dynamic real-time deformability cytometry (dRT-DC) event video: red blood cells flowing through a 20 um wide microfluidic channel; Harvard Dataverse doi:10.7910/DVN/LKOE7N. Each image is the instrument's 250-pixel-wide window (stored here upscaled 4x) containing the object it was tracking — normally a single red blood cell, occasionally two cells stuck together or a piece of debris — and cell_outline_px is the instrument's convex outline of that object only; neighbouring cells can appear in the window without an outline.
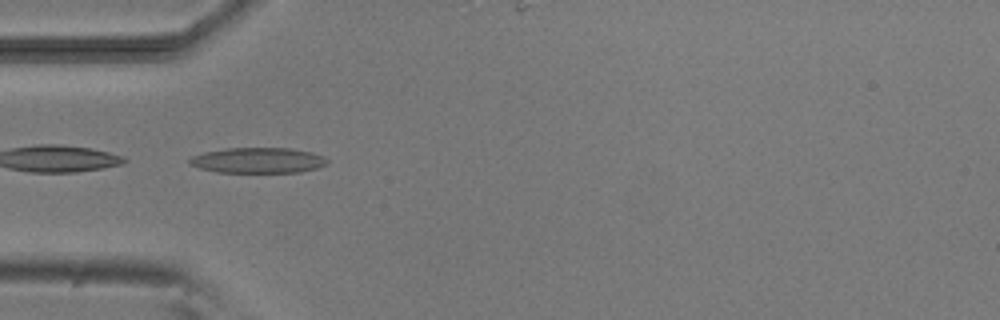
{"species": "common noctule bat (a hibernating species)", "species_latin": "Nyctalus noctula", "temperature_condition": "room temperature", "stored_images_in_passage": 10, "camera_frame_rate_fps": 3000, "um_per_image_px": 0.085, "animal": {"sex": "male", "body_mass_g": 20.5, "forearm_length_mm": 52.5}, "frame": {"image": 1, "passage_image": 4, "time_ms": 4.333, "image_size_px": [1000, 320], "cell_outline_px": [[328, 164], [316, 168], [300, 172], [216, 172], [200, 168], [188, 164], [188, 160], [192, 156], [204, 152], [224, 148], [288, 148], [312, 152], [324, 156], [328, 160]], "centroid_in_image_um": [21.92, 13.62], "position_along_channel_um": 63.1, "area_um2": 20.52}}
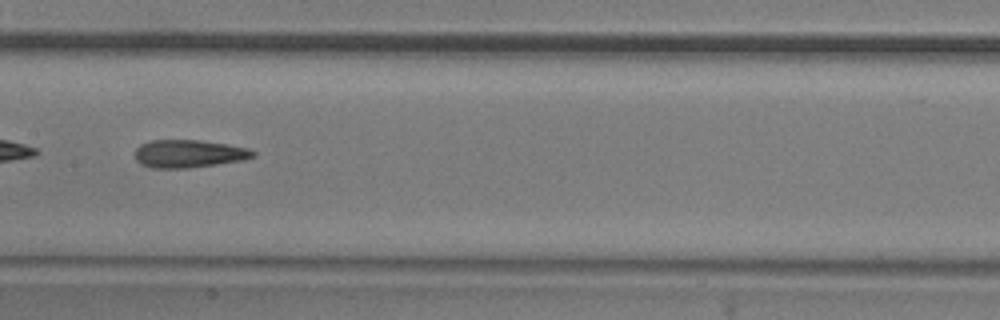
{"frame": {"image": 2, "passage_image": 7, "time_ms": 7.667, "image_size_px": [1000, 320], "cell_outline_px": [[256, 156], [244, 160], [188, 168], [152, 168], [140, 164], [136, 160], [136, 148], [140, 144], [152, 140], [200, 140], [228, 144], [248, 148], [256, 152]], "centroid_in_image_um": [16.06, 13.06], "position_along_channel_um": 191.3, "area_um2": 19.25}}
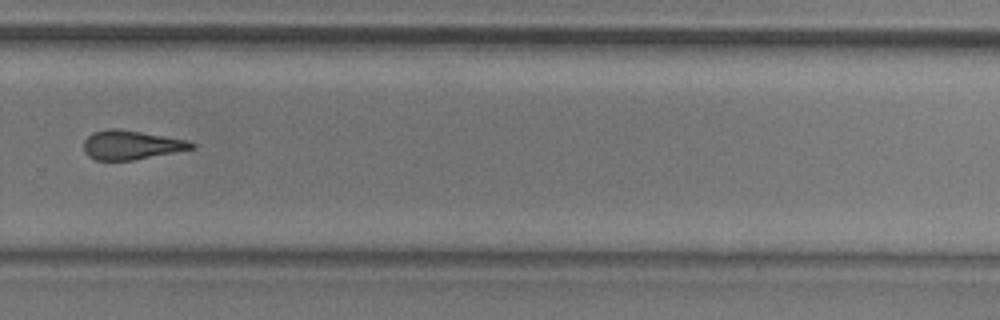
{"frame": {"image": 3, "passage_image": 10, "time_ms": 11.0, "image_size_px": [1000, 320], "cell_outline_px": [[196, 148], [132, 160], [96, 160], [88, 156], [84, 152], [84, 140], [92, 132], [108, 128], [120, 128], [188, 140], [196, 144]], "centroid_in_image_um": [11.14, 12.31], "position_along_channel_um": 318.7, "area_um2": 18.38}}